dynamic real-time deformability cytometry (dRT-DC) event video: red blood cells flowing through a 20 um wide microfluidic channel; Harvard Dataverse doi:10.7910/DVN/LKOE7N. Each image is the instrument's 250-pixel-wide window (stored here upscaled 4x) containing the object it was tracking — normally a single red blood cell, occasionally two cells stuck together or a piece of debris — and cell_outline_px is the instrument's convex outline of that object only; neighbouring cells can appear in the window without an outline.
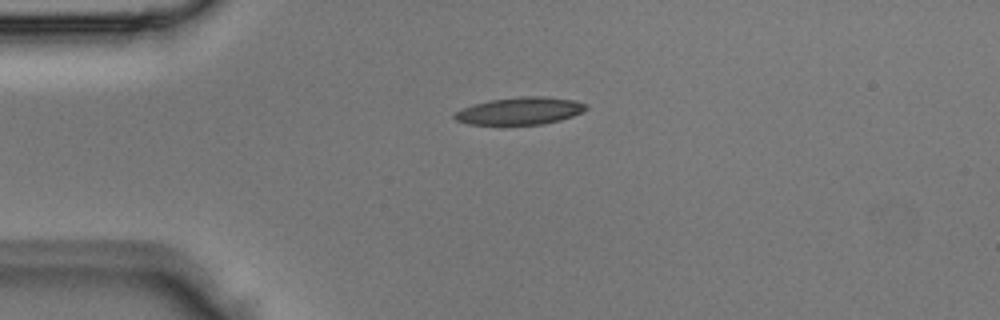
{"species": "Egyptian fruit bat (a non-hibernating species)", "species_latin": "Rousettus aegyptiacus", "temperature_condition": "room temperature", "stored_images_in_passage": 2, "camera_frame_rate_fps": 3000, "um_per_image_px": 0.085, "animal": {"sex": "male"}, "frame": {"image": 1, "passage_image": 1, "time_ms": 0.0, "image_size_px": [1000, 320], "cell_outline_px": [[588, 108], [572, 116], [560, 120], [540, 124], [504, 128], [468, 124], [456, 120], [452, 116], [456, 112], [464, 108], [488, 100], [520, 96], [544, 96], [576, 100], [588, 104]], "centroid_in_image_um": [44.16, 9.47], "position_along_channel_um": 40.8, "area_um2": 21.85}}